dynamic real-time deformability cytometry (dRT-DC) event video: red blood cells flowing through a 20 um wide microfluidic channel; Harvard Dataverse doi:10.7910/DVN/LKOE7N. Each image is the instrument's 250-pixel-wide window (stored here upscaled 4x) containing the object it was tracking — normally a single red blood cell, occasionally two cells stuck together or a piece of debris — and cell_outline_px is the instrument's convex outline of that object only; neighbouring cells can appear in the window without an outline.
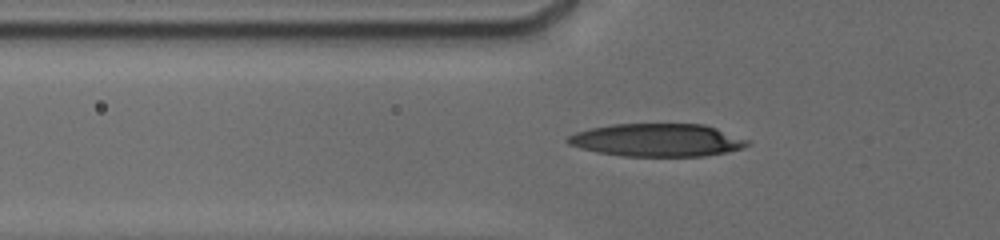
{"species": "human", "species_latin": "Homo sapiens", "temperature_condition": "cold", "stored_images_in_passage": 100, "camera_frame_rate_fps": 3000, "um_per_image_px": 0.085, "donor": {"sex": "male"}, "frame": {"image": 1, "passage_image": 38, "time_ms": 7.333, "image_size_px": [1000, 240], "cell_outline_px": [[752, 144], [744, 148], [728, 152], [704, 156], [620, 156], [596, 152], [580, 148], [568, 144], [564, 140], [568, 136], [576, 132], [592, 128], [612, 124], [700, 124], [716, 128], [752, 140]], "centroid_in_image_um": [55.9, 11.91], "position_along_channel_um": 69.9, "area_um2": 34.74}}
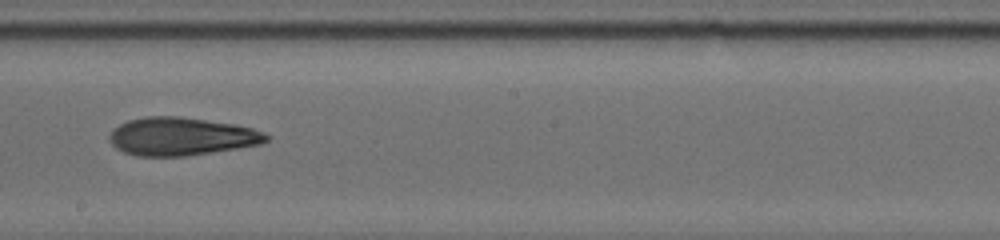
{"frame": {"image": 2, "passage_image": 60, "time_ms": 11.667, "image_size_px": [1000, 240], "cell_outline_px": [[268, 140], [260, 144], [212, 152], [184, 156], [136, 156], [124, 152], [116, 148], [112, 144], [108, 136], [120, 124], [128, 120], [148, 116], [176, 116], [232, 124], [252, 128], [264, 132], [268, 136]], "centroid_in_image_um": [15.39, 11.6], "position_along_channel_um": 232.8, "area_um2": 34.33}}
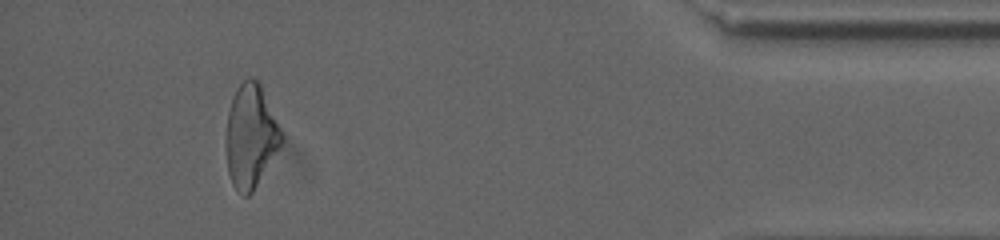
{"frame": {"image": 3, "passage_image": 91, "time_ms": 17.667, "image_size_px": [1000, 240], "cell_outline_px": [[284, 140], [252, 192], [248, 196], [244, 196], [232, 184], [228, 172], [224, 144], [224, 136], [228, 112], [232, 96], [236, 88], [248, 76], [256, 80], [260, 84], [284, 136]], "centroid_in_image_um": [21.27, 11.56], "position_along_channel_um": 413.9, "area_um2": 33.52}, "authors_computed_cell_mechanics": {"area_um2": 33.524, "velocity_mm_per_s": 3.8139, "shape_relaxation_time_tau1_ms": 7.0061, "shape_relaxation_time_tau2_ms": 5.4926, "deformation_change_tau1": 0.1925, "deformation_change_tau2": 0.1598}}